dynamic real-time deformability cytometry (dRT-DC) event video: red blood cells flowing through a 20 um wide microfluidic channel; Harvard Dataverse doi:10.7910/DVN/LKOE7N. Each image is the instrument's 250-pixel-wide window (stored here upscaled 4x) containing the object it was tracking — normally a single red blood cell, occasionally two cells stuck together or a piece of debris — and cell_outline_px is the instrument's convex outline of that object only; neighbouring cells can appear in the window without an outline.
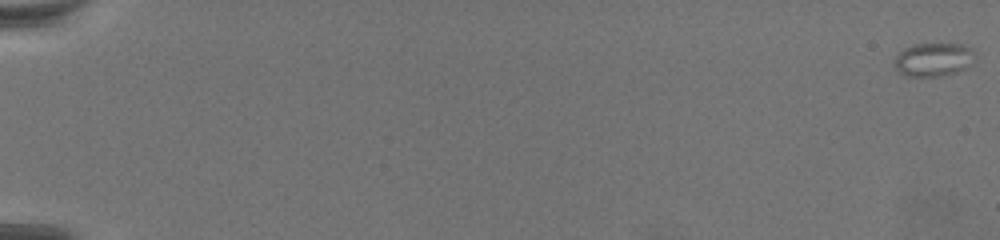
{"species": "common noctule bat (a hibernating species)", "species_latin": "Nyctalus noctula", "temperature_condition": "warm", "stored_images_in_passage": 72, "camera_frame_rate_fps": 3000, "um_per_image_px": 0.085, "animal": {"sex": "female", "body_mass_g": 19.5, "forearm_length_mm": 54.1}, "frame": {"image": 1, "passage_image": 1, "time_ms": 0.0, "image_size_px": [1000, 240], "cell_outline_px": [[976, 52], [964, 68], [956, 72], [936, 76], [908, 76], [900, 72], [896, 68], [892, 60], [904, 48], [916, 44], [960, 44], [972, 48]], "centroid_in_image_um": [79.29, 5.05], "position_along_channel_um": 5.7, "area_um2": 15.37}}